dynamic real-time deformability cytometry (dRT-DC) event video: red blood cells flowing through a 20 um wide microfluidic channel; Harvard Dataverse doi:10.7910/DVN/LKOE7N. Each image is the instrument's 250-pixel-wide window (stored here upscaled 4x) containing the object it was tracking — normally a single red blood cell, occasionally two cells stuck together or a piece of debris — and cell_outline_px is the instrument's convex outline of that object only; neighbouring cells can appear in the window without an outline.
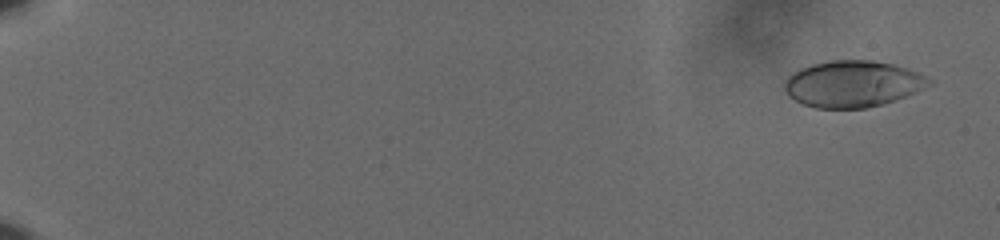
{"species": "human", "species_latin": "Homo sapiens", "temperature_condition": "cold", "stored_images_in_passage": 60, "camera_frame_rate_fps": 3000, "um_per_image_px": 0.085, "donor": {"sex": "male"}, "frame": {"image": 1, "passage_image": 3, "time_ms": 0.667, "image_size_px": [1000, 240], "cell_outline_px": [[932, 84], [916, 92], [896, 100], [884, 104], [868, 108], [816, 108], [804, 104], [788, 96], [784, 88], [784, 84], [788, 76], [792, 72], [800, 68], [812, 64], [832, 60], [872, 60], [892, 64], [916, 72], [932, 80]], "centroid_in_image_um": [72.46, 7.14], "position_along_channel_um": 12.5, "area_um2": 39.07}}
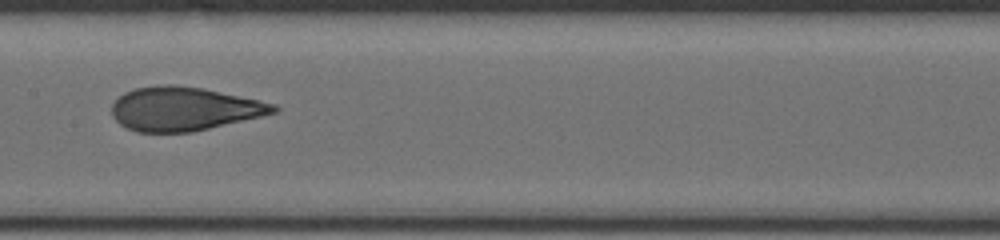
{"frame": {"image": 2, "passage_image": 34, "time_ms": 11.0, "image_size_px": [1000, 240], "cell_outline_px": [[280, 108], [276, 112], [260, 116], [192, 132], [136, 132], [120, 124], [112, 116], [112, 104], [124, 92], [136, 88], [156, 84], [172, 84], [204, 88], [276, 104]], "centroid_in_image_um": [15.61, 9.24], "position_along_channel_um": 191.8, "area_um2": 41.1}}
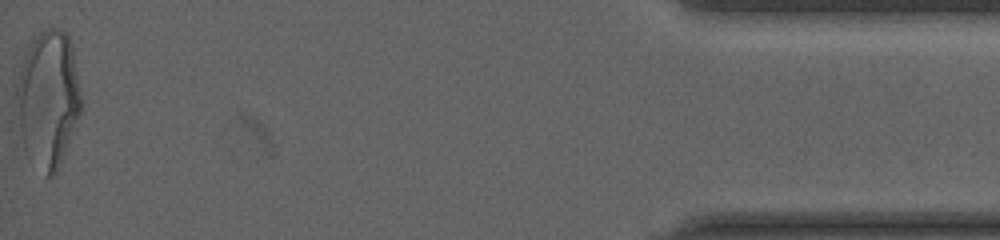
{"frame": {"image": 3, "passage_image": 60, "time_ms": 19.667, "image_size_px": [1000, 240], "cell_outline_px": [[80, 112], [60, 164], [56, 172], [52, 176], [48, 176], [24, 148], [20, 128], [16, 92], [16, 88], [20, 68], [28, 48], [32, 40], [40, 32], [48, 28], [60, 28], [68, 36], [72, 48], [80, 92]], "centroid_in_image_um": [4.09, 8.35], "position_along_channel_um": 431.1, "area_um2": 49.94}, "authors_computed_cell_mechanics": {"area_um2": 40.749, "velocity_mm_per_s": 3.6325, "shape_relaxation_time_tau1_ms": 4.5282, "shape_relaxation_time_tau2_ms": 0.8066, "deformation_change_tau1": 0.193, "deformation_change_tau2": 0.0782}}